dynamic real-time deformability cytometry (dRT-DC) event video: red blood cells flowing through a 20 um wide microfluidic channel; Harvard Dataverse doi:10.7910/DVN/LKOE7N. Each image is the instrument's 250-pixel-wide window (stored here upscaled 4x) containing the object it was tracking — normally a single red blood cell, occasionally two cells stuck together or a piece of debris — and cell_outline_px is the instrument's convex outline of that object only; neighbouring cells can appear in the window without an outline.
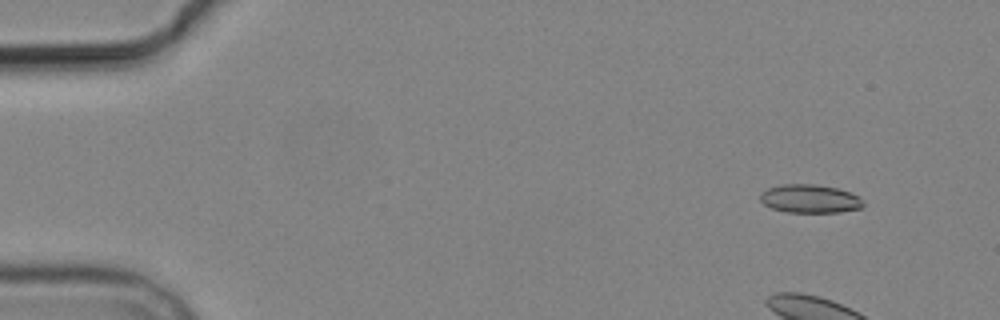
{"species": "common noctule bat (a hibernating species)", "species_latin": "Nyctalus noctula", "temperature_condition": "cold", "stored_images_in_passage": 4, "camera_frame_rate_fps": 3000, "um_per_image_px": 0.085, "animal": {"sex": "male", "body_mass_g": 19.2, "forearm_length_mm": 51.8}, "frame": {"image": 1, "passage_image": 1, "time_ms": 0.0, "image_size_px": [1000, 320], "cell_outline_px": [[864, 208], [840, 212], [788, 212], [772, 208], [764, 204], [760, 200], [760, 192], [768, 188], [780, 184], [816, 184], [836, 188], [848, 192], [856, 196], [864, 204]], "centroid_in_image_um": [68.81, 16.89], "position_along_channel_um": 16.2, "area_um2": 16.99}}